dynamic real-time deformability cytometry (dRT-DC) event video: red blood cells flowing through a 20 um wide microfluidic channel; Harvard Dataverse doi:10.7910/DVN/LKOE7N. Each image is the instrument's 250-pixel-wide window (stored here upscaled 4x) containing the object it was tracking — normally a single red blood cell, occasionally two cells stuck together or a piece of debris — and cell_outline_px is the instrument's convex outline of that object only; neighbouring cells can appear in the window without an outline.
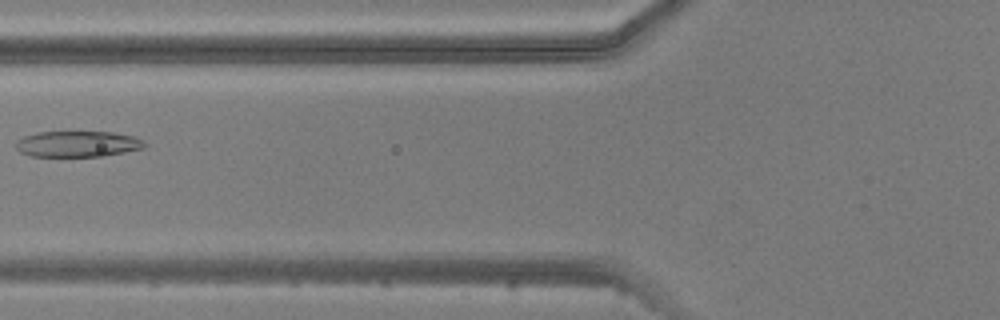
{"species": "common noctule bat (a hibernating species)", "species_latin": "Nyctalus noctula", "temperature_condition": "warm", "stored_images_in_passage": 6, "camera_frame_rate_fps": 3000, "um_per_image_px": 0.085, "animal": {"sex": "male", "body_mass_g": 20.5, "forearm_length_mm": 52.5}, "frame": {"image": 1, "passage_image": 6, "time_ms": 6.0, "image_size_px": [1000, 320], "cell_outline_px": [[148, 144], [144, 148], [104, 156], [28, 156], [20, 152], [16, 148], [16, 140], [24, 136], [40, 132], [112, 132], [136, 136], [144, 140]], "centroid_in_image_um": [6.63, 12.23], "position_along_channel_um": 119.2, "area_um2": 19.59}}